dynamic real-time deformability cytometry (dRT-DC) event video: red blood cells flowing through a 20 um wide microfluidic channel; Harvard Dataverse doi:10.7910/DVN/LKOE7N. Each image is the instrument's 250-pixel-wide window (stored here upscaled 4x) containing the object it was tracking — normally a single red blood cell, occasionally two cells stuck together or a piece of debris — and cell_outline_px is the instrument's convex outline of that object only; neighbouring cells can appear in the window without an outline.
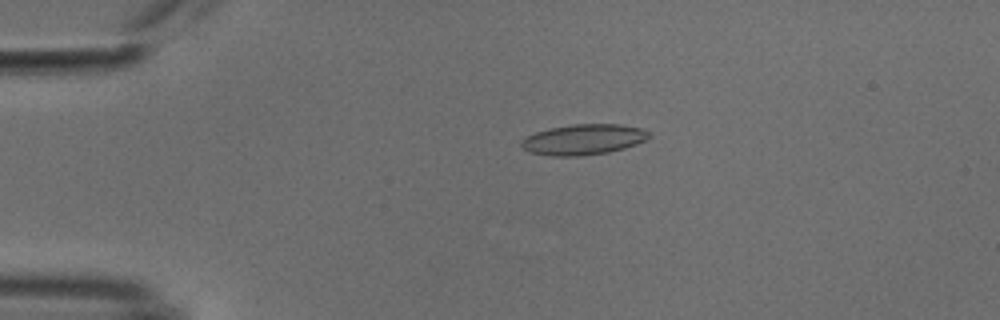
{"species": "common noctule bat (a hibernating species)", "species_latin": "Nyctalus noctula", "temperature_condition": "cold", "stored_images_in_passage": 53, "camera_frame_rate_fps": 3000, "um_per_image_px": 0.085, "animal": {"sex": "male", "body_mass_g": 18.8}, "frame": {"image": 1, "passage_image": 11, "time_ms": 3.333, "image_size_px": [1000, 320], "cell_outline_px": [[652, 136], [648, 140], [624, 148], [608, 152], [576, 156], [552, 156], [532, 152], [524, 148], [520, 144], [520, 140], [536, 132], [548, 128], [572, 124], [620, 124], [640, 128], [652, 132]], "centroid_in_image_um": [49.64, 11.84], "position_along_channel_um": 35.4, "area_um2": 22.77}}
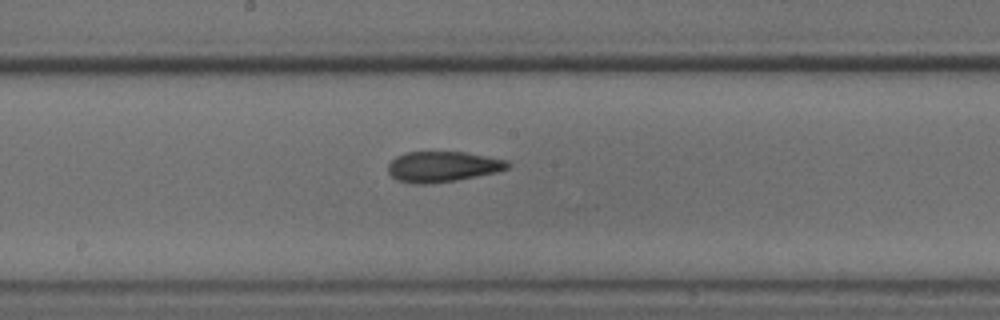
{"frame": {"image": 2, "passage_image": 28, "time_ms": 9.0, "image_size_px": [1000, 320], "cell_outline_px": [[512, 164], [508, 168], [496, 172], [456, 180], [428, 184], [412, 184], [396, 180], [388, 172], [388, 164], [396, 156], [404, 152], [464, 152], [508, 160]], "centroid_in_image_um": [37.61, 14.16], "position_along_channel_um": 210.6, "area_um2": 21.39}}
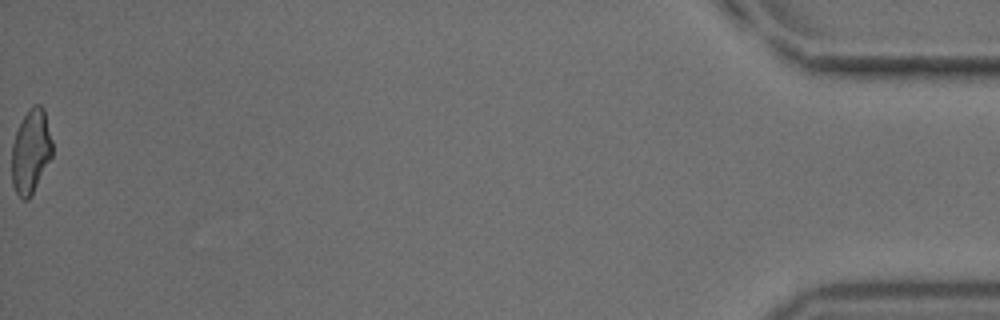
{"frame": {"image": 3, "passage_image": 53, "time_ms": 17.333, "image_size_px": [1000, 320], "cell_outline_px": [[52, 156], [32, 196], [28, 200], [20, 200], [12, 184], [12, 144], [16, 132], [24, 116], [32, 104], [40, 104], [44, 108], [52, 140]], "centroid_in_image_um": [2.62, 12.9], "position_along_channel_um": 432.6, "area_um2": 20.06}, "authors_computed_cell_mechanics": {"area_um2": 21.386, "velocity_mm_per_s": 3.8111, "shape_relaxation_time_tau1_ms": null, "shape_relaxation_time_tau2_ms": 2.4722, "deformation_change_tau1": null, "deformation_change_tau2": 0.0953}}